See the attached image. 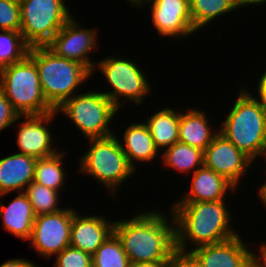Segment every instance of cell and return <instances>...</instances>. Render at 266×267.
<instances>
[{"mask_svg": "<svg viewBox=\"0 0 266 267\" xmlns=\"http://www.w3.org/2000/svg\"><path fill=\"white\" fill-rule=\"evenodd\" d=\"M73 208L63 207L58 212L37 215L29 244L40 257L52 259L70 246Z\"/></svg>", "mask_w": 266, "mask_h": 267, "instance_id": "10", "label": "cell"}, {"mask_svg": "<svg viewBox=\"0 0 266 267\" xmlns=\"http://www.w3.org/2000/svg\"><path fill=\"white\" fill-rule=\"evenodd\" d=\"M66 0H22L20 32L30 46H46L72 17Z\"/></svg>", "mask_w": 266, "mask_h": 267, "instance_id": "9", "label": "cell"}, {"mask_svg": "<svg viewBox=\"0 0 266 267\" xmlns=\"http://www.w3.org/2000/svg\"><path fill=\"white\" fill-rule=\"evenodd\" d=\"M162 164L178 173L193 174L204 166V151L178 141L161 153Z\"/></svg>", "mask_w": 266, "mask_h": 267, "instance_id": "23", "label": "cell"}, {"mask_svg": "<svg viewBox=\"0 0 266 267\" xmlns=\"http://www.w3.org/2000/svg\"><path fill=\"white\" fill-rule=\"evenodd\" d=\"M262 157L264 158V165L266 164V148H265V150H264V153H263V155H262ZM265 173H266V169H265V171H264ZM266 176V175H265ZM264 183H266V180H265V182Z\"/></svg>", "mask_w": 266, "mask_h": 267, "instance_id": "39", "label": "cell"}, {"mask_svg": "<svg viewBox=\"0 0 266 267\" xmlns=\"http://www.w3.org/2000/svg\"><path fill=\"white\" fill-rule=\"evenodd\" d=\"M13 1H16V2L20 3L22 0H13Z\"/></svg>", "mask_w": 266, "mask_h": 267, "instance_id": "41", "label": "cell"}, {"mask_svg": "<svg viewBox=\"0 0 266 267\" xmlns=\"http://www.w3.org/2000/svg\"><path fill=\"white\" fill-rule=\"evenodd\" d=\"M20 115L14 110L11 103L0 90V132L16 124Z\"/></svg>", "mask_w": 266, "mask_h": 267, "instance_id": "31", "label": "cell"}, {"mask_svg": "<svg viewBox=\"0 0 266 267\" xmlns=\"http://www.w3.org/2000/svg\"><path fill=\"white\" fill-rule=\"evenodd\" d=\"M37 158L13 153L0 158V195L24 192L33 181Z\"/></svg>", "mask_w": 266, "mask_h": 267, "instance_id": "18", "label": "cell"}, {"mask_svg": "<svg viewBox=\"0 0 266 267\" xmlns=\"http://www.w3.org/2000/svg\"><path fill=\"white\" fill-rule=\"evenodd\" d=\"M0 195V219L5 231H8L13 236L20 240L28 242L36 215L32 205L24 192L17 196L7 205L3 204Z\"/></svg>", "mask_w": 266, "mask_h": 267, "instance_id": "20", "label": "cell"}, {"mask_svg": "<svg viewBox=\"0 0 266 267\" xmlns=\"http://www.w3.org/2000/svg\"><path fill=\"white\" fill-rule=\"evenodd\" d=\"M235 10L238 8L233 0H190V13L196 32Z\"/></svg>", "mask_w": 266, "mask_h": 267, "instance_id": "25", "label": "cell"}, {"mask_svg": "<svg viewBox=\"0 0 266 267\" xmlns=\"http://www.w3.org/2000/svg\"><path fill=\"white\" fill-rule=\"evenodd\" d=\"M226 201L170 203L176 250L190 252L194 247L218 244L237 236L239 232L232 226L234 216Z\"/></svg>", "mask_w": 266, "mask_h": 267, "instance_id": "2", "label": "cell"}, {"mask_svg": "<svg viewBox=\"0 0 266 267\" xmlns=\"http://www.w3.org/2000/svg\"><path fill=\"white\" fill-rule=\"evenodd\" d=\"M191 186L174 202H213L227 200L228 192L237 188L224 176L205 166L198 168L192 175ZM227 195V196H226Z\"/></svg>", "mask_w": 266, "mask_h": 267, "instance_id": "17", "label": "cell"}, {"mask_svg": "<svg viewBox=\"0 0 266 267\" xmlns=\"http://www.w3.org/2000/svg\"><path fill=\"white\" fill-rule=\"evenodd\" d=\"M219 132L254 163L266 148V104L241 86Z\"/></svg>", "mask_w": 266, "mask_h": 267, "instance_id": "3", "label": "cell"}, {"mask_svg": "<svg viewBox=\"0 0 266 267\" xmlns=\"http://www.w3.org/2000/svg\"><path fill=\"white\" fill-rule=\"evenodd\" d=\"M123 133V139L118 137V141L126 155L129 165L135 171L137 163H151L155 161L153 159L161 156L144 121L126 125Z\"/></svg>", "mask_w": 266, "mask_h": 267, "instance_id": "19", "label": "cell"}, {"mask_svg": "<svg viewBox=\"0 0 266 267\" xmlns=\"http://www.w3.org/2000/svg\"><path fill=\"white\" fill-rule=\"evenodd\" d=\"M20 5L13 0H0V30L20 31Z\"/></svg>", "mask_w": 266, "mask_h": 267, "instance_id": "30", "label": "cell"}, {"mask_svg": "<svg viewBox=\"0 0 266 267\" xmlns=\"http://www.w3.org/2000/svg\"><path fill=\"white\" fill-rule=\"evenodd\" d=\"M24 193L27 195L36 216L55 213L63 209L59 206L60 197H62L59 191L32 181L28 184Z\"/></svg>", "mask_w": 266, "mask_h": 267, "instance_id": "28", "label": "cell"}, {"mask_svg": "<svg viewBox=\"0 0 266 267\" xmlns=\"http://www.w3.org/2000/svg\"><path fill=\"white\" fill-rule=\"evenodd\" d=\"M143 211L126 220L115 219L114 233L130 263L170 261L176 252L175 222L170 209L166 211L168 215L159 208Z\"/></svg>", "mask_w": 266, "mask_h": 267, "instance_id": "1", "label": "cell"}, {"mask_svg": "<svg viewBox=\"0 0 266 267\" xmlns=\"http://www.w3.org/2000/svg\"><path fill=\"white\" fill-rule=\"evenodd\" d=\"M253 161L218 132L204 150V166L224 176L237 189L250 172Z\"/></svg>", "mask_w": 266, "mask_h": 267, "instance_id": "14", "label": "cell"}, {"mask_svg": "<svg viewBox=\"0 0 266 267\" xmlns=\"http://www.w3.org/2000/svg\"><path fill=\"white\" fill-rule=\"evenodd\" d=\"M73 208L70 246L93 255L98 247L114 232L115 220L91 214L83 216Z\"/></svg>", "mask_w": 266, "mask_h": 267, "instance_id": "16", "label": "cell"}, {"mask_svg": "<svg viewBox=\"0 0 266 267\" xmlns=\"http://www.w3.org/2000/svg\"><path fill=\"white\" fill-rule=\"evenodd\" d=\"M89 148L79 157V173L97 180L107 193L119 199L121 185L132 177L135 170L129 165L116 134L87 140Z\"/></svg>", "mask_w": 266, "mask_h": 267, "instance_id": "5", "label": "cell"}, {"mask_svg": "<svg viewBox=\"0 0 266 267\" xmlns=\"http://www.w3.org/2000/svg\"><path fill=\"white\" fill-rule=\"evenodd\" d=\"M54 267H92V255L68 246L56 255Z\"/></svg>", "mask_w": 266, "mask_h": 267, "instance_id": "29", "label": "cell"}, {"mask_svg": "<svg viewBox=\"0 0 266 267\" xmlns=\"http://www.w3.org/2000/svg\"><path fill=\"white\" fill-rule=\"evenodd\" d=\"M92 267H131L121 241L114 232L92 255Z\"/></svg>", "mask_w": 266, "mask_h": 267, "instance_id": "26", "label": "cell"}, {"mask_svg": "<svg viewBox=\"0 0 266 267\" xmlns=\"http://www.w3.org/2000/svg\"><path fill=\"white\" fill-rule=\"evenodd\" d=\"M56 115H58L56 111H53L42 115L18 117L16 123L18 124L17 128H19L15 139L20 149L19 153L40 159L59 152L55 147L57 139L53 138L52 130L49 128Z\"/></svg>", "mask_w": 266, "mask_h": 267, "instance_id": "13", "label": "cell"}, {"mask_svg": "<svg viewBox=\"0 0 266 267\" xmlns=\"http://www.w3.org/2000/svg\"><path fill=\"white\" fill-rule=\"evenodd\" d=\"M256 254L255 267H266V242L259 245Z\"/></svg>", "mask_w": 266, "mask_h": 267, "instance_id": "35", "label": "cell"}, {"mask_svg": "<svg viewBox=\"0 0 266 267\" xmlns=\"http://www.w3.org/2000/svg\"><path fill=\"white\" fill-rule=\"evenodd\" d=\"M241 235L218 244L199 246L190 253L203 267H255L257 250H252L253 246L249 247Z\"/></svg>", "mask_w": 266, "mask_h": 267, "instance_id": "15", "label": "cell"}, {"mask_svg": "<svg viewBox=\"0 0 266 267\" xmlns=\"http://www.w3.org/2000/svg\"><path fill=\"white\" fill-rule=\"evenodd\" d=\"M235 6L239 9V8H247V6H251L253 7V5L258 6V5H265L266 0H233Z\"/></svg>", "mask_w": 266, "mask_h": 267, "instance_id": "36", "label": "cell"}, {"mask_svg": "<svg viewBox=\"0 0 266 267\" xmlns=\"http://www.w3.org/2000/svg\"><path fill=\"white\" fill-rule=\"evenodd\" d=\"M142 121L147 125L160 153L179 141L180 110L164 107Z\"/></svg>", "mask_w": 266, "mask_h": 267, "instance_id": "22", "label": "cell"}, {"mask_svg": "<svg viewBox=\"0 0 266 267\" xmlns=\"http://www.w3.org/2000/svg\"><path fill=\"white\" fill-rule=\"evenodd\" d=\"M169 267H203L200 262L190 253L176 250L170 260Z\"/></svg>", "mask_w": 266, "mask_h": 267, "instance_id": "32", "label": "cell"}, {"mask_svg": "<svg viewBox=\"0 0 266 267\" xmlns=\"http://www.w3.org/2000/svg\"><path fill=\"white\" fill-rule=\"evenodd\" d=\"M257 197L258 199L260 198V202L262 203V205L264 206V210L266 209V183L258 185L257 187Z\"/></svg>", "mask_w": 266, "mask_h": 267, "instance_id": "38", "label": "cell"}, {"mask_svg": "<svg viewBox=\"0 0 266 267\" xmlns=\"http://www.w3.org/2000/svg\"><path fill=\"white\" fill-rule=\"evenodd\" d=\"M129 4L133 5L136 0H126Z\"/></svg>", "mask_w": 266, "mask_h": 267, "instance_id": "40", "label": "cell"}, {"mask_svg": "<svg viewBox=\"0 0 266 267\" xmlns=\"http://www.w3.org/2000/svg\"><path fill=\"white\" fill-rule=\"evenodd\" d=\"M40 265L34 264L32 261L28 260L27 258H11L2 264L0 267H39Z\"/></svg>", "mask_w": 266, "mask_h": 267, "instance_id": "33", "label": "cell"}, {"mask_svg": "<svg viewBox=\"0 0 266 267\" xmlns=\"http://www.w3.org/2000/svg\"><path fill=\"white\" fill-rule=\"evenodd\" d=\"M170 261L134 263L131 267H169Z\"/></svg>", "mask_w": 266, "mask_h": 267, "instance_id": "37", "label": "cell"}, {"mask_svg": "<svg viewBox=\"0 0 266 267\" xmlns=\"http://www.w3.org/2000/svg\"><path fill=\"white\" fill-rule=\"evenodd\" d=\"M192 108L180 109L179 141L204 151L219 132L218 127L210 126L205 111ZM215 129V130H214ZM217 129V130H216Z\"/></svg>", "mask_w": 266, "mask_h": 267, "instance_id": "21", "label": "cell"}, {"mask_svg": "<svg viewBox=\"0 0 266 267\" xmlns=\"http://www.w3.org/2000/svg\"><path fill=\"white\" fill-rule=\"evenodd\" d=\"M67 152L60 150L54 155L37 159L33 181L61 193L67 173L64 170V158ZM61 190V191H60Z\"/></svg>", "mask_w": 266, "mask_h": 267, "instance_id": "24", "label": "cell"}, {"mask_svg": "<svg viewBox=\"0 0 266 267\" xmlns=\"http://www.w3.org/2000/svg\"><path fill=\"white\" fill-rule=\"evenodd\" d=\"M146 5L150 7L151 22L156 34L161 38L174 37L180 42V39L185 40L197 33L190 13V0H136L131 7L141 9Z\"/></svg>", "mask_w": 266, "mask_h": 267, "instance_id": "12", "label": "cell"}, {"mask_svg": "<svg viewBox=\"0 0 266 267\" xmlns=\"http://www.w3.org/2000/svg\"><path fill=\"white\" fill-rule=\"evenodd\" d=\"M258 79L259 82L256 84L257 91L255 95L266 104V71L261 73V76Z\"/></svg>", "mask_w": 266, "mask_h": 267, "instance_id": "34", "label": "cell"}, {"mask_svg": "<svg viewBox=\"0 0 266 267\" xmlns=\"http://www.w3.org/2000/svg\"><path fill=\"white\" fill-rule=\"evenodd\" d=\"M77 20L72 16L46 46L57 56L79 62L92 73L96 60L90 54L99 47L100 32L83 28Z\"/></svg>", "mask_w": 266, "mask_h": 267, "instance_id": "11", "label": "cell"}, {"mask_svg": "<svg viewBox=\"0 0 266 267\" xmlns=\"http://www.w3.org/2000/svg\"><path fill=\"white\" fill-rule=\"evenodd\" d=\"M115 53L114 51L113 55H108L96 62L92 77L95 75V70L103 74L104 81H107L111 88L102 93L119 111L123 110L127 103L128 106L131 104L141 106L144 99L150 95L152 84L149 82L151 81L148 80L149 77H146L144 68L141 69L138 62L116 56ZM130 102L132 103L129 104Z\"/></svg>", "mask_w": 266, "mask_h": 267, "instance_id": "6", "label": "cell"}, {"mask_svg": "<svg viewBox=\"0 0 266 267\" xmlns=\"http://www.w3.org/2000/svg\"><path fill=\"white\" fill-rule=\"evenodd\" d=\"M55 111L59 115L63 114L64 118L67 117L87 140L114 135L111 123L120 112L102 90L77 93Z\"/></svg>", "mask_w": 266, "mask_h": 267, "instance_id": "8", "label": "cell"}, {"mask_svg": "<svg viewBox=\"0 0 266 267\" xmlns=\"http://www.w3.org/2000/svg\"><path fill=\"white\" fill-rule=\"evenodd\" d=\"M29 49L20 31L0 30V69L22 61Z\"/></svg>", "mask_w": 266, "mask_h": 267, "instance_id": "27", "label": "cell"}, {"mask_svg": "<svg viewBox=\"0 0 266 267\" xmlns=\"http://www.w3.org/2000/svg\"><path fill=\"white\" fill-rule=\"evenodd\" d=\"M28 56L35 62L42 92L55 110L92 77L84 65L57 56L47 46L30 47Z\"/></svg>", "mask_w": 266, "mask_h": 267, "instance_id": "4", "label": "cell"}, {"mask_svg": "<svg viewBox=\"0 0 266 267\" xmlns=\"http://www.w3.org/2000/svg\"><path fill=\"white\" fill-rule=\"evenodd\" d=\"M0 90L20 116L55 111L42 92L37 66L28 55L0 69Z\"/></svg>", "mask_w": 266, "mask_h": 267, "instance_id": "7", "label": "cell"}]
</instances>
